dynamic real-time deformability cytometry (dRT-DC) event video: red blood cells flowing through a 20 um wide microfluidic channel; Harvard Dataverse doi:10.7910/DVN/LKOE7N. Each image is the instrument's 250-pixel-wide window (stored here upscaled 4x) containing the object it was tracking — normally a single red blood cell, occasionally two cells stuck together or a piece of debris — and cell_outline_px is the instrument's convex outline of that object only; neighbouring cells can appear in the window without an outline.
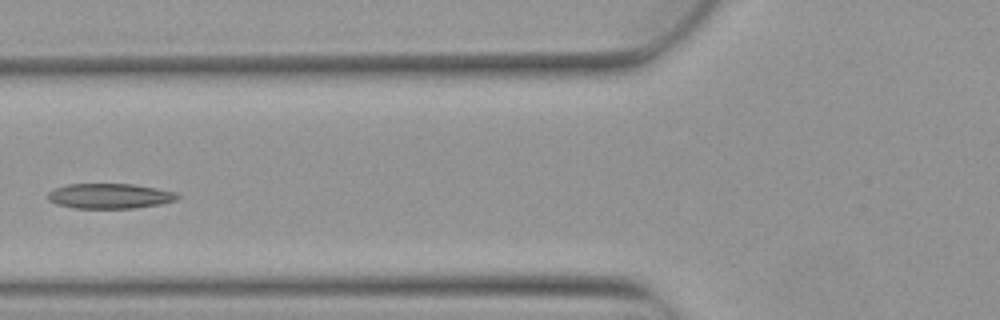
{"species": "Egyptian fruit bat (a non-hibernating species)", "species_latin": "Rousettus aegyptiacus", "temperature_condition": "warm", "stored_images_in_passage": 3, "camera_frame_rate_fps": 3000, "um_per_image_px": 0.085, "animal": {"sex": "female"}, "frame": {"image": 1, "passage_image": 3, "time_ms": 0.667, "image_size_px": [1000, 320], "cell_outline_px": [[180, 196], [176, 200], [160, 204], [136, 208], [76, 208], [56, 204], [48, 200], [48, 192], [52, 188], [68, 184], [132, 184], [156, 188], [176, 192]], "centroid_in_image_um": [9.31, 16.66], "position_along_channel_um": 116.5, "area_um2": 19.02}}